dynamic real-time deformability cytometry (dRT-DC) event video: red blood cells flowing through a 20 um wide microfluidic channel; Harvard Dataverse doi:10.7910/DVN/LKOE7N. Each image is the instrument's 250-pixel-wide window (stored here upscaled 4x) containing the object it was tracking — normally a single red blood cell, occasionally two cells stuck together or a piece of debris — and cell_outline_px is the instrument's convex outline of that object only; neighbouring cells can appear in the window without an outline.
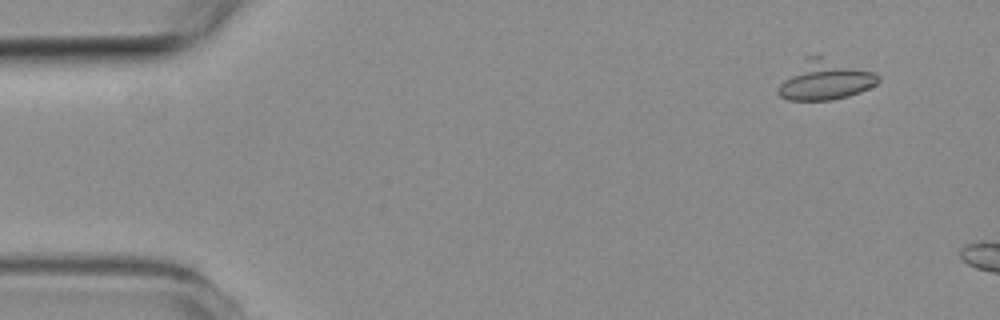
{"species": "common noctule bat (a hibernating species)", "species_latin": "Nyctalus noctula", "temperature_condition": "room temperature", "stored_images_in_passage": 3, "camera_frame_rate_fps": 3000, "um_per_image_px": 0.085, "animal": {"sex": "female", "body_mass_g": 19.3, "forearm_length_mm": 54.1}, "frame": {"image": 1, "passage_image": 1, "time_ms": 0.0, "image_size_px": [1000, 320], "cell_outline_px": [[880, 80], [876, 84], [860, 92], [848, 96], [832, 100], [788, 100], [780, 96], [776, 92], [776, 88], [804, 56], [820, 52], [876, 72], [880, 76]], "centroid_in_image_um": [70.16, 6.73], "position_along_channel_um": 14.8, "area_um2": 24.16}}